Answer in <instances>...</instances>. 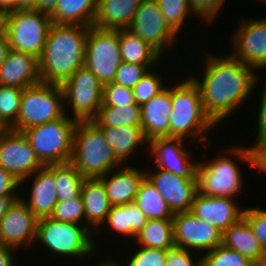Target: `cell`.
Here are the masks:
<instances>
[{
    "instance_id": "6da1fadb",
    "label": "cell",
    "mask_w": 266,
    "mask_h": 266,
    "mask_svg": "<svg viewBox=\"0 0 266 266\" xmlns=\"http://www.w3.org/2000/svg\"><path fill=\"white\" fill-rule=\"evenodd\" d=\"M206 57L203 75L200 78L194 74L190 77L200 90L206 114L216 125H220L252 96L261 76L231 53L222 57L206 53Z\"/></svg>"
},
{
    "instance_id": "7a4b0ae2",
    "label": "cell",
    "mask_w": 266,
    "mask_h": 266,
    "mask_svg": "<svg viewBox=\"0 0 266 266\" xmlns=\"http://www.w3.org/2000/svg\"><path fill=\"white\" fill-rule=\"evenodd\" d=\"M89 28L85 25L51 24L43 53L38 59L41 82L62 85L85 65Z\"/></svg>"
},
{
    "instance_id": "3957f363",
    "label": "cell",
    "mask_w": 266,
    "mask_h": 266,
    "mask_svg": "<svg viewBox=\"0 0 266 266\" xmlns=\"http://www.w3.org/2000/svg\"><path fill=\"white\" fill-rule=\"evenodd\" d=\"M228 150V151H227ZM225 149L210 160H201L196 163V177L198 193L209 197H238L243 194L244 183L240 166L236 159L252 167V154L249 146H234ZM225 151H227L225 153ZM230 153V154H229ZM227 154V155H225ZM231 155V158L229 156ZM234 159H233V158ZM247 163V164H246ZM243 175V176H242Z\"/></svg>"
},
{
    "instance_id": "277c9868",
    "label": "cell",
    "mask_w": 266,
    "mask_h": 266,
    "mask_svg": "<svg viewBox=\"0 0 266 266\" xmlns=\"http://www.w3.org/2000/svg\"><path fill=\"white\" fill-rule=\"evenodd\" d=\"M171 86L170 137L209 143L208 131L217 125L206 114L197 84L190 76ZM208 136V137H207ZM198 137V138H197Z\"/></svg>"
},
{
    "instance_id": "5b68a950",
    "label": "cell",
    "mask_w": 266,
    "mask_h": 266,
    "mask_svg": "<svg viewBox=\"0 0 266 266\" xmlns=\"http://www.w3.org/2000/svg\"><path fill=\"white\" fill-rule=\"evenodd\" d=\"M70 162L84 178H98L122 165L114 156L102 129L92 120L77 122Z\"/></svg>"
},
{
    "instance_id": "8992f818",
    "label": "cell",
    "mask_w": 266,
    "mask_h": 266,
    "mask_svg": "<svg viewBox=\"0 0 266 266\" xmlns=\"http://www.w3.org/2000/svg\"><path fill=\"white\" fill-rule=\"evenodd\" d=\"M95 237L86 225L65 223L50 217L38 219L36 243L40 242L39 246L61 259H89L98 251L99 245L93 240Z\"/></svg>"
},
{
    "instance_id": "52a82bcc",
    "label": "cell",
    "mask_w": 266,
    "mask_h": 266,
    "mask_svg": "<svg viewBox=\"0 0 266 266\" xmlns=\"http://www.w3.org/2000/svg\"><path fill=\"white\" fill-rule=\"evenodd\" d=\"M52 24L49 13L39 9L12 10L1 20L10 49L22 51L39 59Z\"/></svg>"
},
{
    "instance_id": "ba28073f",
    "label": "cell",
    "mask_w": 266,
    "mask_h": 266,
    "mask_svg": "<svg viewBox=\"0 0 266 266\" xmlns=\"http://www.w3.org/2000/svg\"><path fill=\"white\" fill-rule=\"evenodd\" d=\"M77 120L64 115L55 121L30 127L22 132L43 166L70 162Z\"/></svg>"
},
{
    "instance_id": "9c48e42d",
    "label": "cell",
    "mask_w": 266,
    "mask_h": 266,
    "mask_svg": "<svg viewBox=\"0 0 266 266\" xmlns=\"http://www.w3.org/2000/svg\"><path fill=\"white\" fill-rule=\"evenodd\" d=\"M65 115L61 85L40 82L23 89L17 121L10 127L22 132Z\"/></svg>"
},
{
    "instance_id": "30bf717a",
    "label": "cell",
    "mask_w": 266,
    "mask_h": 266,
    "mask_svg": "<svg viewBox=\"0 0 266 266\" xmlns=\"http://www.w3.org/2000/svg\"><path fill=\"white\" fill-rule=\"evenodd\" d=\"M64 94V108L71 107L72 113L66 115L77 121L93 120L102 106L103 84L86 66L77 69L61 85Z\"/></svg>"
},
{
    "instance_id": "8fae6325",
    "label": "cell",
    "mask_w": 266,
    "mask_h": 266,
    "mask_svg": "<svg viewBox=\"0 0 266 266\" xmlns=\"http://www.w3.org/2000/svg\"><path fill=\"white\" fill-rule=\"evenodd\" d=\"M119 29L90 27L85 46V65L104 85L113 82L122 62Z\"/></svg>"
},
{
    "instance_id": "7c38bea8",
    "label": "cell",
    "mask_w": 266,
    "mask_h": 266,
    "mask_svg": "<svg viewBox=\"0 0 266 266\" xmlns=\"http://www.w3.org/2000/svg\"><path fill=\"white\" fill-rule=\"evenodd\" d=\"M173 231L175 247L197 252L196 255H203L223 243L222 231L189 211L174 214Z\"/></svg>"
},
{
    "instance_id": "4fadbf2b",
    "label": "cell",
    "mask_w": 266,
    "mask_h": 266,
    "mask_svg": "<svg viewBox=\"0 0 266 266\" xmlns=\"http://www.w3.org/2000/svg\"><path fill=\"white\" fill-rule=\"evenodd\" d=\"M162 57L164 50L177 43L178 35L166 23L156 0H142L128 27Z\"/></svg>"
},
{
    "instance_id": "5bb4252c",
    "label": "cell",
    "mask_w": 266,
    "mask_h": 266,
    "mask_svg": "<svg viewBox=\"0 0 266 266\" xmlns=\"http://www.w3.org/2000/svg\"><path fill=\"white\" fill-rule=\"evenodd\" d=\"M0 166L18 182L43 167L24 133L11 128L0 133Z\"/></svg>"
},
{
    "instance_id": "9a60e30c",
    "label": "cell",
    "mask_w": 266,
    "mask_h": 266,
    "mask_svg": "<svg viewBox=\"0 0 266 266\" xmlns=\"http://www.w3.org/2000/svg\"><path fill=\"white\" fill-rule=\"evenodd\" d=\"M233 31L232 56L254 70L266 69V18L241 17Z\"/></svg>"
},
{
    "instance_id": "2e32d148",
    "label": "cell",
    "mask_w": 266,
    "mask_h": 266,
    "mask_svg": "<svg viewBox=\"0 0 266 266\" xmlns=\"http://www.w3.org/2000/svg\"><path fill=\"white\" fill-rule=\"evenodd\" d=\"M38 218L28 206L18 198L0 220V245L24 249L35 245ZM24 245V246H23Z\"/></svg>"
},
{
    "instance_id": "e0dca14e",
    "label": "cell",
    "mask_w": 266,
    "mask_h": 266,
    "mask_svg": "<svg viewBox=\"0 0 266 266\" xmlns=\"http://www.w3.org/2000/svg\"><path fill=\"white\" fill-rule=\"evenodd\" d=\"M150 168L145 169L146 176L156 186L172 212L190 211L198 193L197 177H181L157 167Z\"/></svg>"
},
{
    "instance_id": "ac0fdd59",
    "label": "cell",
    "mask_w": 266,
    "mask_h": 266,
    "mask_svg": "<svg viewBox=\"0 0 266 266\" xmlns=\"http://www.w3.org/2000/svg\"><path fill=\"white\" fill-rule=\"evenodd\" d=\"M184 141L174 137H157L149 141L146 148L149 157H155L153 166L177 176L196 177L197 161L191 160L192 152L187 151Z\"/></svg>"
},
{
    "instance_id": "d6986e66",
    "label": "cell",
    "mask_w": 266,
    "mask_h": 266,
    "mask_svg": "<svg viewBox=\"0 0 266 266\" xmlns=\"http://www.w3.org/2000/svg\"><path fill=\"white\" fill-rule=\"evenodd\" d=\"M234 199L231 197H209L197 193L189 212L224 233L243 217L245 207L238 206Z\"/></svg>"
},
{
    "instance_id": "ffe728a7",
    "label": "cell",
    "mask_w": 266,
    "mask_h": 266,
    "mask_svg": "<svg viewBox=\"0 0 266 266\" xmlns=\"http://www.w3.org/2000/svg\"><path fill=\"white\" fill-rule=\"evenodd\" d=\"M29 179L32 181L30 182L31 191L28 198L26 199L21 195L19 198L38 219L50 217L58 202L56 184L54 181V164L43 166L37 172H34L32 175L22 180L20 182V187L23 186L22 184H26Z\"/></svg>"
},
{
    "instance_id": "44dd1931",
    "label": "cell",
    "mask_w": 266,
    "mask_h": 266,
    "mask_svg": "<svg viewBox=\"0 0 266 266\" xmlns=\"http://www.w3.org/2000/svg\"><path fill=\"white\" fill-rule=\"evenodd\" d=\"M136 167L124 164L113 172L109 171L98 177L105 188L111 206L126 205L135 201L140 183L146 176L145 169Z\"/></svg>"
},
{
    "instance_id": "7402d4cb",
    "label": "cell",
    "mask_w": 266,
    "mask_h": 266,
    "mask_svg": "<svg viewBox=\"0 0 266 266\" xmlns=\"http://www.w3.org/2000/svg\"><path fill=\"white\" fill-rule=\"evenodd\" d=\"M171 111V85L141 106V127L148 142L157 137H170Z\"/></svg>"
},
{
    "instance_id": "603a6c76",
    "label": "cell",
    "mask_w": 266,
    "mask_h": 266,
    "mask_svg": "<svg viewBox=\"0 0 266 266\" xmlns=\"http://www.w3.org/2000/svg\"><path fill=\"white\" fill-rule=\"evenodd\" d=\"M40 82L38 59L31 54L11 49L0 67V85L24 89Z\"/></svg>"
},
{
    "instance_id": "cb8c5ba5",
    "label": "cell",
    "mask_w": 266,
    "mask_h": 266,
    "mask_svg": "<svg viewBox=\"0 0 266 266\" xmlns=\"http://www.w3.org/2000/svg\"><path fill=\"white\" fill-rule=\"evenodd\" d=\"M81 196L85 209L86 226L96 235V233H100V227L106 221L111 209L105 188L98 178H85Z\"/></svg>"
},
{
    "instance_id": "d4e9b609",
    "label": "cell",
    "mask_w": 266,
    "mask_h": 266,
    "mask_svg": "<svg viewBox=\"0 0 266 266\" xmlns=\"http://www.w3.org/2000/svg\"><path fill=\"white\" fill-rule=\"evenodd\" d=\"M142 0H98L93 27L101 30L128 28Z\"/></svg>"
},
{
    "instance_id": "484cf974",
    "label": "cell",
    "mask_w": 266,
    "mask_h": 266,
    "mask_svg": "<svg viewBox=\"0 0 266 266\" xmlns=\"http://www.w3.org/2000/svg\"><path fill=\"white\" fill-rule=\"evenodd\" d=\"M99 127L102 129L114 156L122 165H124V162L126 164V161L130 158L132 159V155H135V152L137 153L138 147L148 146V141L141 126Z\"/></svg>"
},
{
    "instance_id": "4316f807",
    "label": "cell",
    "mask_w": 266,
    "mask_h": 266,
    "mask_svg": "<svg viewBox=\"0 0 266 266\" xmlns=\"http://www.w3.org/2000/svg\"><path fill=\"white\" fill-rule=\"evenodd\" d=\"M147 221V217L133 202L126 205L111 206L107 219L100 228H108L114 232L112 235L120 234V237L123 236V238L130 240L135 239Z\"/></svg>"
},
{
    "instance_id": "83f0119b",
    "label": "cell",
    "mask_w": 266,
    "mask_h": 266,
    "mask_svg": "<svg viewBox=\"0 0 266 266\" xmlns=\"http://www.w3.org/2000/svg\"><path fill=\"white\" fill-rule=\"evenodd\" d=\"M98 0H59L49 13L52 23L92 27Z\"/></svg>"
},
{
    "instance_id": "f1b7e54d",
    "label": "cell",
    "mask_w": 266,
    "mask_h": 266,
    "mask_svg": "<svg viewBox=\"0 0 266 266\" xmlns=\"http://www.w3.org/2000/svg\"><path fill=\"white\" fill-rule=\"evenodd\" d=\"M119 44L124 62L155 67L163 60L154 48L128 28L119 29Z\"/></svg>"
},
{
    "instance_id": "f546056e",
    "label": "cell",
    "mask_w": 266,
    "mask_h": 266,
    "mask_svg": "<svg viewBox=\"0 0 266 266\" xmlns=\"http://www.w3.org/2000/svg\"><path fill=\"white\" fill-rule=\"evenodd\" d=\"M222 244L239 252L251 261L256 260L265 252L243 217L223 233Z\"/></svg>"
},
{
    "instance_id": "4dcf8cb0",
    "label": "cell",
    "mask_w": 266,
    "mask_h": 266,
    "mask_svg": "<svg viewBox=\"0 0 266 266\" xmlns=\"http://www.w3.org/2000/svg\"><path fill=\"white\" fill-rule=\"evenodd\" d=\"M133 241L137 246L165 251L174 248L173 219L148 220Z\"/></svg>"
},
{
    "instance_id": "1f68e13d",
    "label": "cell",
    "mask_w": 266,
    "mask_h": 266,
    "mask_svg": "<svg viewBox=\"0 0 266 266\" xmlns=\"http://www.w3.org/2000/svg\"><path fill=\"white\" fill-rule=\"evenodd\" d=\"M134 203L148 220L174 218V213L167 202L147 176L140 183Z\"/></svg>"
},
{
    "instance_id": "d6a6232c",
    "label": "cell",
    "mask_w": 266,
    "mask_h": 266,
    "mask_svg": "<svg viewBox=\"0 0 266 266\" xmlns=\"http://www.w3.org/2000/svg\"><path fill=\"white\" fill-rule=\"evenodd\" d=\"M92 121L107 127L141 126V106L136 103L119 107L101 106Z\"/></svg>"
},
{
    "instance_id": "836d02e7",
    "label": "cell",
    "mask_w": 266,
    "mask_h": 266,
    "mask_svg": "<svg viewBox=\"0 0 266 266\" xmlns=\"http://www.w3.org/2000/svg\"><path fill=\"white\" fill-rule=\"evenodd\" d=\"M84 179L71 162L54 164V181L58 201L78 197L81 194Z\"/></svg>"
},
{
    "instance_id": "e575fe53",
    "label": "cell",
    "mask_w": 266,
    "mask_h": 266,
    "mask_svg": "<svg viewBox=\"0 0 266 266\" xmlns=\"http://www.w3.org/2000/svg\"><path fill=\"white\" fill-rule=\"evenodd\" d=\"M161 13L169 27L179 35L185 26V20L195 13L191 10L189 0H156ZM184 25V26H183Z\"/></svg>"
},
{
    "instance_id": "d590c367",
    "label": "cell",
    "mask_w": 266,
    "mask_h": 266,
    "mask_svg": "<svg viewBox=\"0 0 266 266\" xmlns=\"http://www.w3.org/2000/svg\"><path fill=\"white\" fill-rule=\"evenodd\" d=\"M23 89L0 85V123L10 128L19 114Z\"/></svg>"
},
{
    "instance_id": "8d00e7d4",
    "label": "cell",
    "mask_w": 266,
    "mask_h": 266,
    "mask_svg": "<svg viewBox=\"0 0 266 266\" xmlns=\"http://www.w3.org/2000/svg\"><path fill=\"white\" fill-rule=\"evenodd\" d=\"M205 266H252L253 261L223 244L201 255Z\"/></svg>"
},
{
    "instance_id": "74e56055",
    "label": "cell",
    "mask_w": 266,
    "mask_h": 266,
    "mask_svg": "<svg viewBox=\"0 0 266 266\" xmlns=\"http://www.w3.org/2000/svg\"><path fill=\"white\" fill-rule=\"evenodd\" d=\"M50 218L65 223L85 225V209L81 194L70 200L58 201Z\"/></svg>"
},
{
    "instance_id": "f35d334b",
    "label": "cell",
    "mask_w": 266,
    "mask_h": 266,
    "mask_svg": "<svg viewBox=\"0 0 266 266\" xmlns=\"http://www.w3.org/2000/svg\"><path fill=\"white\" fill-rule=\"evenodd\" d=\"M163 82L162 76L151 69L133 88L135 103L142 106L158 95L166 88Z\"/></svg>"
},
{
    "instance_id": "ab89813d",
    "label": "cell",
    "mask_w": 266,
    "mask_h": 266,
    "mask_svg": "<svg viewBox=\"0 0 266 266\" xmlns=\"http://www.w3.org/2000/svg\"><path fill=\"white\" fill-rule=\"evenodd\" d=\"M136 247L138 249L133 248L136 251H132L133 253L131 252V255L126 257V263L114 259L118 266H165L168 251L142 246Z\"/></svg>"
},
{
    "instance_id": "60d3db41",
    "label": "cell",
    "mask_w": 266,
    "mask_h": 266,
    "mask_svg": "<svg viewBox=\"0 0 266 266\" xmlns=\"http://www.w3.org/2000/svg\"><path fill=\"white\" fill-rule=\"evenodd\" d=\"M153 65L132 64L122 61L114 78V83L133 89Z\"/></svg>"
},
{
    "instance_id": "b9f144b4",
    "label": "cell",
    "mask_w": 266,
    "mask_h": 266,
    "mask_svg": "<svg viewBox=\"0 0 266 266\" xmlns=\"http://www.w3.org/2000/svg\"><path fill=\"white\" fill-rule=\"evenodd\" d=\"M133 89L109 82L103 85L102 106H115L134 104Z\"/></svg>"
},
{
    "instance_id": "7bdbcfd3",
    "label": "cell",
    "mask_w": 266,
    "mask_h": 266,
    "mask_svg": "<svg viewBox=\"0 0 266 266\" xmlns=\"http://www.w3.org/2000/svg\"><path fill=\"white\" fill-rule=\"evenodd\" d=\"M243 218L248 222L253 234L266 252V209L248 207L244 209Z\"/></svg>"
},
{
    "instance_id": "ee69618b",
    "label": "cell",
    "mask_w": 266,
    "mask_h": 266,
    "mask_svg": "<svg viewBox=\"0 0 266 266\" xmlns=\"http://www.w3.org/2000/svg\"><path fill=\"white\" fill-rule=\"evenodd\" d=\"M226 0H189L190 8L202 22L210 24L218 17L217 14L223 9ZM210 22V23H209Z\"/></svg>"
},
{
    "instance_id": "f6af8a7d",
    "label": "cell",
    "mask_w": 266,
    "mask_h": 266,
    "mask_svg": "<svg viewBox=\"0 0 266 266\" xmlns=\"http://www.w3.org/2000/svg\"><path fill=\"white\" fill-rule=\"evenodd\" d=\"M195 253L191 250L174 247L167 252L165 266H198L202 259L200 256L198 258ZM192 255H195L196 258Z\"/></svg>"
},
{
    "instance_id": "bcb514c9",
    "label": "cell",
    "mask_w": 266,
    "mask_h": 266,
    "mask_svg": "<svg viewBox=\"0 0 266 266\" xmlns=\"http://www.w3.org/2000/svg\"><path fill=\"white\" fill-rule=\"evenodd\" d=\"M263 88H262V93H261V97L259 100L260 101V105L258 106L259 110L258 112V118L256 120V140L253 143V145H258L260 143H266V78L264 80V83L262 84Z\"/></svg>"
},
{
    "instance_id": "7dc6e473",
    "label": "cell",
    "mask_w": 266,
    "mask_h": 266,
    "mask_svg": "<svg viewBox=\"0 0 266 266\" xmlns=\"http://www.w3.org/2000/svg\"><path fill=\"white\" fill-rule=\"evenodd\" d=\"M18 182L9 172L0 166V197L2 196H20Z\"/></svg>"
},
{
    "instance_id": "c3c4849f",
    "label": "cell",
    "mask_w": 266,
    "mask_h": 266,
    "mask_svg": "<svg viewBox=\"0 0 266 266\" xmlns=\"http://www.w3.org/2000/svg\"><path fill=\"white\" fill-rule=\"evenodd\" d=\"M252 154V168L266 173V143L250 146Z\"/></svg>"
},
{
    "instance_id": "681fc988",
    "label": "cell",
    "mask_w": 266,
    "mask_h": 266,
    "mask_svg": "<svg viewBox=\"0 0 266 266\" xmlns=\"http://www.w3.org/2000/svg\"><path fill=\"white\" fill-rule=\"evenodd\" d=\"M16 252L14 248L0 245V266H17Z\"/></svg>"
},
{
    "instance_id": "f907efd6",
    "label": "cell",
    "mask_w": 266,
    "mask_h": 266,
    "mask_svg": "<svg viewBox=\"0 0 266 266\" xmlns=\"http://www.w3.org/2000/svg\"><path fill=\"white\" fill-rule=\"evenodd\" d=\"M9 41L5 35V33L0 30V67L3 65L5 60L8 57L10 51Z\"/></svg>"
},
{
    "instance_id": "816d5d0a",
    "label": "cell",
    "mask_w": 266,
    "mask_h": 266,
    "mask_svg": "<svg viewBox=\"0 0 266 266\" xmlns=\"http://www.w3.org/2000/svg\"><path fill=\"white\" fill-rule=\"evenodd\" d=\"M19 196H2L0 197V220L8 212L10 207L15 203Z\"/></svg>"
},
{
    "instance_id": "f5cc1de1",
    "label": "cell",
    "mask_w": 266,
    "mask_h": 266,
    "mask_svg": "<svg viewBox=\"0 0 266 266\" xmlns=\"http://www.w3.org/2000/svg\"><path fill=\"white\" fill-rule=\"evenodd\" d=\"M0 10L4 14L12 10H18V0H0Z\"/></svg>"
},
{
    "instance_id": "db71d44e",
    "label": "cell",
    "mask_w": 266,
    "mask_h": 266,
    "mask_svg": "<svg viewBox=\"0 0 266 266\" xmlns=\"http://www.w3.org/2000/svg\"><path fill=\"white\" fill-rule=\"evenodd\" d=\"M39 9V0H18V10Z\"/></svg>"
},
{
    "instance_id": "11a10c76",
    "label": "cell",
    "mask_w": 266,
    "mask_h": 266,
    "mask_svg": "<svg viewBox=\"0 0 266 266\" xmlns=\"http://www.w3.org/2000/svg\"><path fill=\"white\" fill-rule=\"evenodd\" d=\"M59 0H39V10L50 13Z\"/></svg>"
},
{
    "instance_id": "9f6ffc18",
    "label": "cell",
    "mask_w": 266,
    "mask_h": 266,
    "mask_svg": "<svg viewBox=\"0 0 266 266\" xmlns=\"http://www.w3.org/2000/svg\"><path fill=\"white\" fill-rule=\"evenodd\" d=\"M252 266H266V252H264L259 258L254 260Z\"/></svg>"
},
{
    "instance_id": "6f0895ef",
    "label": "cell",
    "mask_w": 266,
    "mask_h": 266,
    "mask_svg": "<svg viewBox=\"0 0 266 266\" xmlns=\"http://www.w3.org/2000/svg\"><path fill=\"white\" fill-rule=\"evenodd\" d=\"M102 261V262H101ZM100 262H97V265L95 266H118V264L112 259L107 258L104 261L101 260Z\"/></svg>"
},
{
    "instance_id": "680465c9",
    "label": "cell",
    "mask_w": 266,
    "mask_h": 266,
    "mask_svg": "<svg viewBox=\"0 0 266 266\" xmlns=\"http://www.w3.org/2000/svg\"><path fill=\"white\" fill-rule=\"evenodd\" d=\"M5 129V127L0 123V133Z\"/></svg>"
},
{
    "instance_id": "91938a15",
    "label": "cell",
    "mask_w": 266,
    "mask_h": 266,
    "mask_svg": "<svg viewBox=\"0 0 266 266\" xmlns=\"http://www.w3.org/2000/svg\"><path fill=\"white\" fill-rule=\"evenodd\" d=\"M4 13L0 10V21L2 20Z\"/></svg>"
},
{
    "instance_id": "94428289",
    "label": "cell",
    "mask_w": 266,
    "mask_h": 266,
    "mask_svg": "<svg viewBox=\"0 0 266 266\" xmlns=\"http://www.w3.org/2000/svg\"><path fill=\"white\" fill-rule=\"evenodd\" d=\"M198 266H205L202 262Z\"/></svg>"
}]
</instances>
